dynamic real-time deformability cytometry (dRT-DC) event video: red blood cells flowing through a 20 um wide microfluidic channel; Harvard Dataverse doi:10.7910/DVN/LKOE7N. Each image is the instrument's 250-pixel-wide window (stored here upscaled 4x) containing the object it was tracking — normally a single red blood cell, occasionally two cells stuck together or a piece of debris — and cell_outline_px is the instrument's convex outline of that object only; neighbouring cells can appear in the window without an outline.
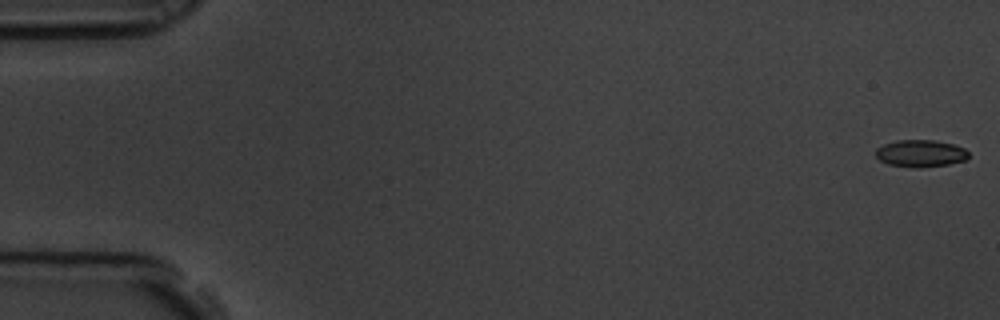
{"species": "common noctule bat (a hibernating species)", "species_latin": "Nyctalus noctula", "temperature_condition": "room temperature", "stored_images_in_passage": 6, "camera_frame_rate_fps": 3000, "um_per_image_px": 0.085, "animal": {"sex": "male", "body_mass_g": 19.5, "forearm_length_mm": 54.6}, "frame": {"image": 1, "passage_image": 1, "time_ms": 0.0, "image_size_px": [1000, 320], "cell_outline_px": [[968, 160], [948, 164], [920, 168], [912, 168], [888, 164], [880, 160], [876, 156], [876, 148], [884, 144], [896, 140], [936, 140], [952, 144], [964, 148], [968, 152]], "centroid_in_image_um": [78.25, 13.04], "position_along_channel_um": 6.7, "area_um2": 14.8}}
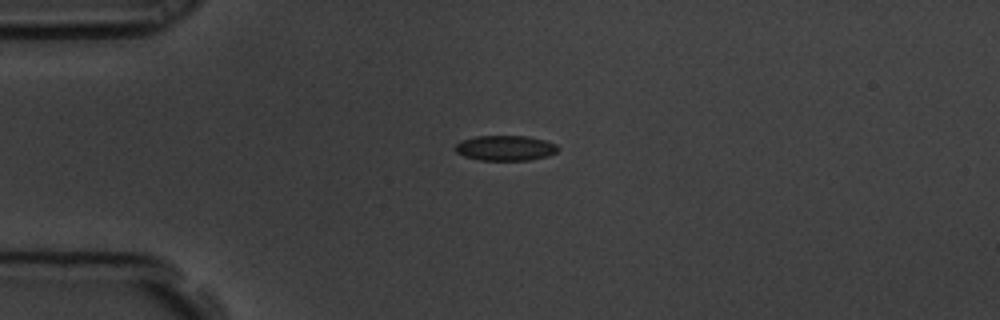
{"frame": {"image": 2, "passage_image": 5, "time_ms": 1.333, "image_size_px": [1000, 320], "cell_outline_px": [[560, 148], [556, 152], [548, 156], [528, 160], [480, 160], [464, 156], [456, 152], [452, 148], [460, 140], [476, 136], [528, 136], [544, 140], [556, 144]], "centroid_in_image_um": [42.93, 12.58], "position_along_channel_um": 42.1, "area_um2": 15.2}}